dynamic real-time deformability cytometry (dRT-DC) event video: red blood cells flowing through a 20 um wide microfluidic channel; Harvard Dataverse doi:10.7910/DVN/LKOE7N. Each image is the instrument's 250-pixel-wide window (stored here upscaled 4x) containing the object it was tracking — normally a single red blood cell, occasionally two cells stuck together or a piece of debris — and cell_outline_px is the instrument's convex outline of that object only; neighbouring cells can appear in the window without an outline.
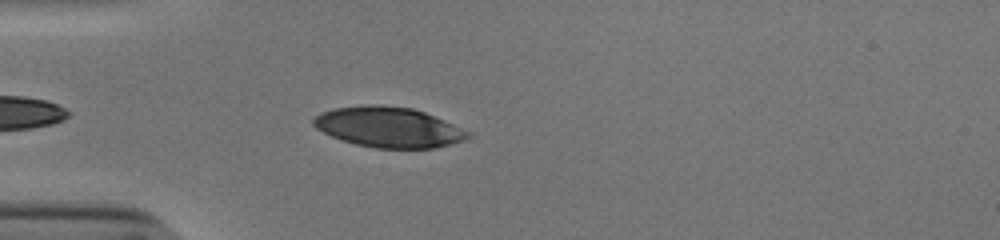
{"species": "human", "species_latin": "Homo sapiens", "temperature_condition": "cold", "stored_images_in_passage": 39, "camera_frame_rate_fps": 3000, "um_per_image_px": 0.085, "donor": {"sex": "male"}, "frame": {"image": 1, "passage_image": 4, "time_ms": 1.0, "image_size_px": [1000, 240], "cell_outline_px": [[472, 136], [464, 140], [432, 148], [376, 148], [356, 144], [340, 140], [316, 128], [312, 124], [312, 120], [320, 112], [332, 108], [360, 104], [380, 104], [412, 108], [424, 112], [472, 132]], "centroid_in_image_um": [33.0, 10.79], "position_along_channel_um": 52.0, "area_um2": 36.47}}
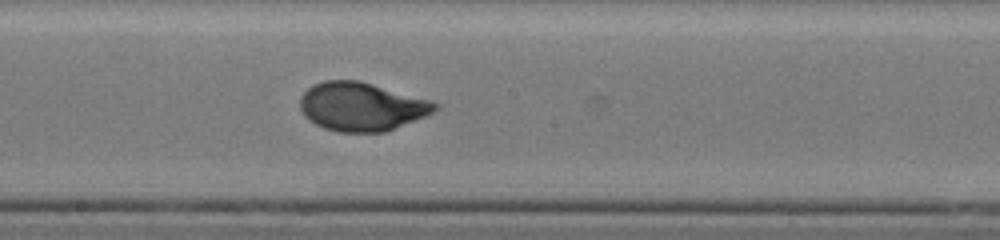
{"frame": {"image": 2, "passage_image": 18, "time_ms": 5.667, "image_size_px": [1000, 240], "cell_outline_px": [[440, 108], [424, 116], [384, 132], [340, 132], [324, 128], [316, 124], [304, 116], [300, 108], [300, 96], [312, 84], [324, 80], [360, 80], [432, 100], [440, 104]], "centroid_in_image_um": [30.73, 9.04], "position_along_channel_um": 217.5, "area_um2": 38.26}}
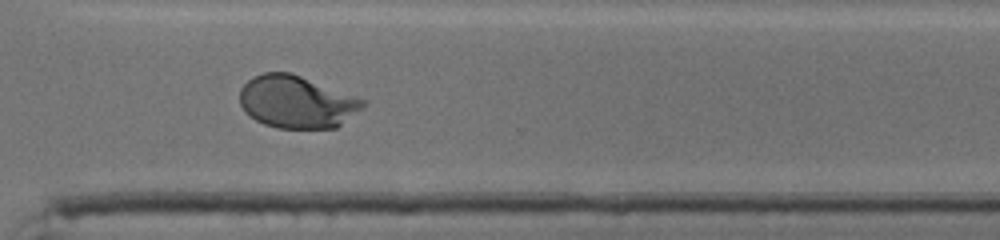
{"frame": {"image": 3, "passage_image": 28, "time_ms": 9.0, "image_size_px": [1000, 240], "cell_outline_px": [[364, 108], [336, 128], [276, 128], [264, 124], [256, 120], [244, 112], [240, 104], [240, 88], [252, 76], [264, 72], [288, 72], [300, 76], [364, 100]], "centroid_in_image_um": [25.17, 8.67], "position_along_channel_um": 345.4, "area_um2": 37.4}, "authors_computed_cell_mechanics": {"area_um2": 37.6278, "velocity_mm_per_s": 3.8321, "shape_relaxation_time_tau1_ms": 3.6604, "shape_relaxation_time_tau2_ms": null, "deformation_change_tau1": 0.1803, "deformation_change_tau2": null}}